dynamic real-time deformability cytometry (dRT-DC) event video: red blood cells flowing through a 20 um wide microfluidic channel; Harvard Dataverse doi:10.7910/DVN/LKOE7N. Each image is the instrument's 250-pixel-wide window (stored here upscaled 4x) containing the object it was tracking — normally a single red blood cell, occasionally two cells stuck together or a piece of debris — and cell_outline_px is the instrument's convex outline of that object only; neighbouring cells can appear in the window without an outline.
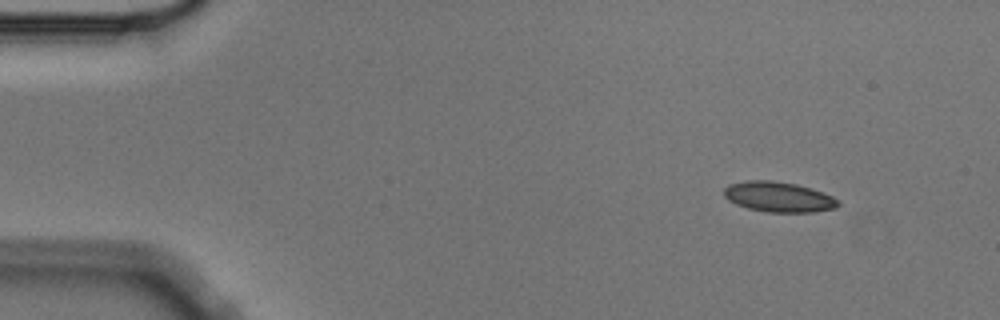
{"species": "Egyptian fruit bat (a non-hibernating species)", "species_latin": "Rousettus aegyptiacus", "temperature_condition": "cold", "stored_images_in_passage": 4, "camera_frame_rate_fps": 3000, "um_per_image_px": 0.085, "animal": {"sex": "male"}, "frame": {"image": 1, "passage_image": 1, "time_ms": 0.0, "image_size_px": [1000, 320], "cell_outline_px": [[840, 204], [836, 208], [812, 212], [768, 212], [748, 208], [736, 204], [728, 200], [724, 196], [724, 188], [728, 184], [748, 180], [772, 180], [796, 184], [832, 196], [840, 200]], "centroid_in_image_um": [66.16, 16.73], "position_along_channel_um": 18.8, "area_um2": 20.06}}
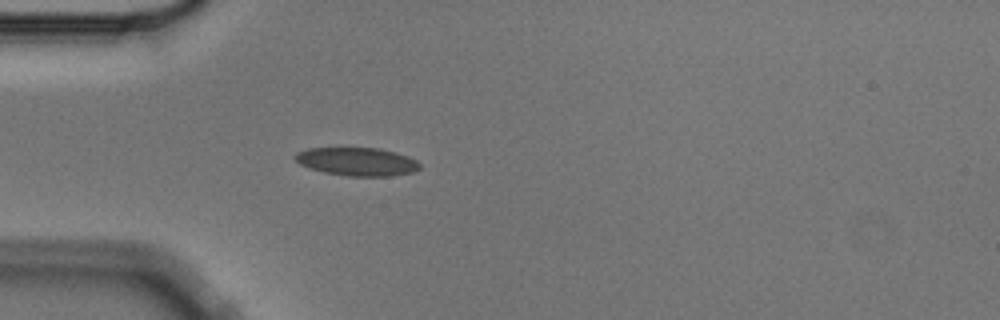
{"frame": {"image": 2, "passage_image": 4, "time_ms": 1.0, "image_size_px": [1000, 320], "cell_outline_px": [[420, 168], [412, 172], [392, 176], [348, 176], [324, 172], [300, 164], [292, 156], [296, 152], [308, 148], [376, 148], [408, 156], [416, 160], [420, 164]], "centroid_in_image_um": [30.33, 13.74], "position_along_channel_um": 54.7, "area_um2": 20.35}}